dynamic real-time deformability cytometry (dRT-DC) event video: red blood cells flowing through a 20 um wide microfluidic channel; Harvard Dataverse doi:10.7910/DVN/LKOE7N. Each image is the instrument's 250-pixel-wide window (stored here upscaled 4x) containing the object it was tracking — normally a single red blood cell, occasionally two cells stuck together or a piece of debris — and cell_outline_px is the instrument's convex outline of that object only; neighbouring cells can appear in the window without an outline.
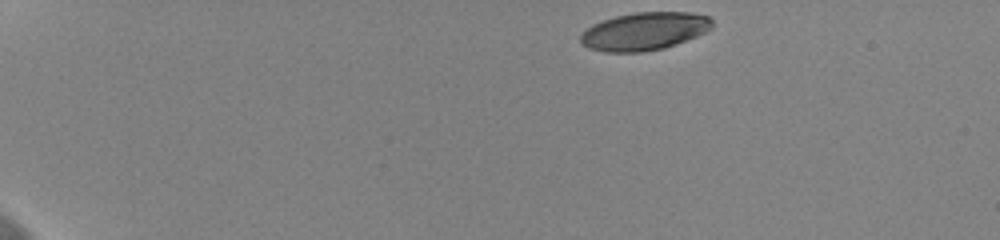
{"species": "human", "species_latin": "Homo sapiens", "temperature_condition": "cold", "stored_images_in_passage": 42, "camera_frame_rate_fps": 3000, "um_per_image_px": 0.085, "donor": {"sex": "female"}, "frame": {"image": 1, "passage_image": 1, "time_ms": 0.0, "image_size_px": [1000, 240], "cell_outline_px": [[712, 28], [696, 36], [676, 44], [664, 48], [644, 52], [604, 52], [588, 48], [580, 44], [580, 36], [592, 24], [616, 16], [636, 12], [688, 12], [708, 16], [712, 20]], "centroid_in_image_um": [54.75, 2.66], "position_along_channel_um": 30.2, "area_um2": 29.02}}
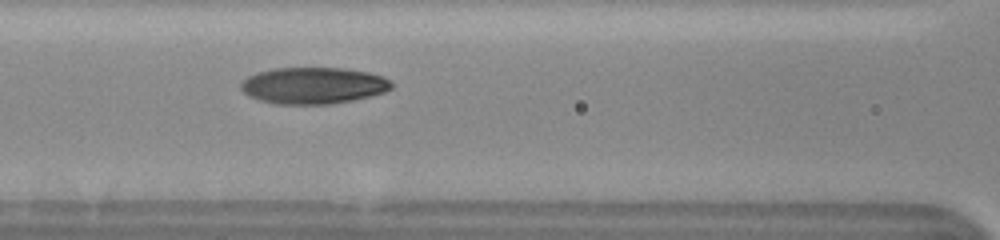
{"frame": {"image": 2, "passage_image": 19, "time_ms": 6.0, "image_size_px": [1000, 240], "cell_outline_px": [[392, 88], [384, 92], [352, 100], [332, 104], [276, 104], [260, 100], [248, 96], [240, 88], [240, 80], [256, 72], [276, 68], [340, 68], [368, 72], [384, 76], [392, 84]], "centroid_in_image_um": [26.59, 7.27], "position_along_channel_um": 140.0, "area_um2": 32.14}}
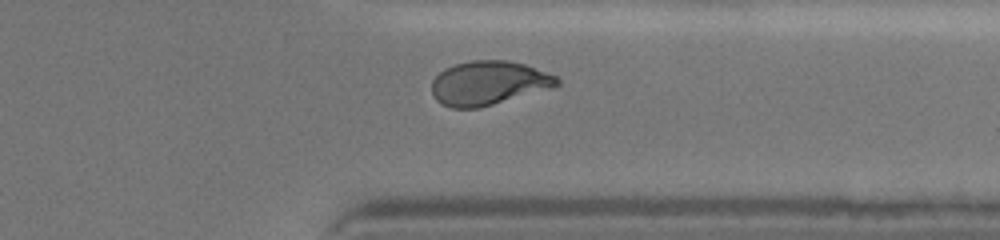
{"frame": {"image": 3, "passage_image": 38, "time_ms": 12.333, "image_size_px": [1000, 240], "cell_outline_px": [[560, 84], [552, 88], [480, 108], [452, 108], [440, 104], [436, 100], [432, 92], [432, 80], [444, 68], [456, 64], [472, 60], [508, 60], [524, 64], [556, 76], [560, 80]], "centroid_in_image_um": [41.51, 7.06], "position_along_channel_um": 369.9, "area_um2": 32.19}, "authors_computed_cell_mechanics": {"area_um2": 31.6744, "velocity_mm_per_s": 3.638, "shape_relaxation_time_tau1_ms": 4.3892, "shape_relaxation_time_tau2_ms": 1.7459, "deformation_change_tau1": 0.1793, "deformation_change_tau2": 0.0734}}